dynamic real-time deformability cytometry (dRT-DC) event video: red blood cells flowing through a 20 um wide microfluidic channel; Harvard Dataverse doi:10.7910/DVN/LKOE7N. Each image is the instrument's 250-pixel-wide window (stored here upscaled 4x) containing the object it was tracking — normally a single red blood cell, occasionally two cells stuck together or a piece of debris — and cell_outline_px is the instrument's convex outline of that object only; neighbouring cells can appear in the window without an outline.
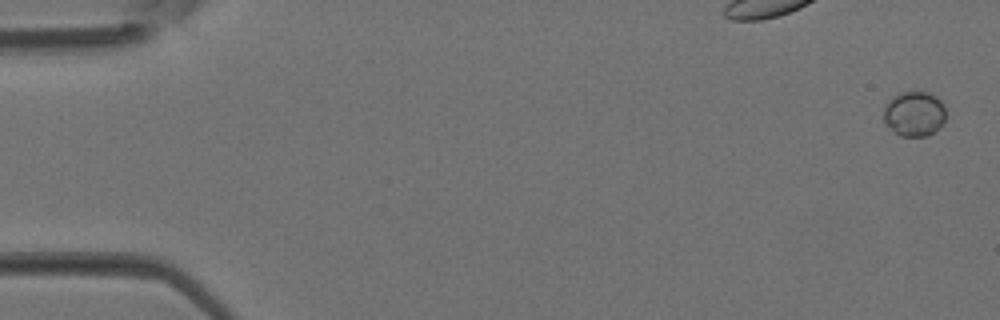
{"species": "Egyptian fruit bat (a non-hibernating species)", "species_latin": "Rousettus aegyptiacus", "temperature_condition": "room temperature", "stored_images_in_passage": 3, "camera_frame_rate_fps": 3000, "um_per_image_px": 0.085, "animal": {"sex": "female"}, "frame": {"image": 1, "passage_image": 1, "time_ms": 0.0, "image_size_px": [1000, 320], "cell_outline_px": [[944, 120], [940, 128], [928, 136], [900, 136], [892, 132], [884, 124], [884, 104], [892, 96], [900, 92], [932, 92], [944, 104]], "centroid_in_image_um": [77.68, 9.68], "position_along_channel_um": 7.3, "area_um2": 16.7}}
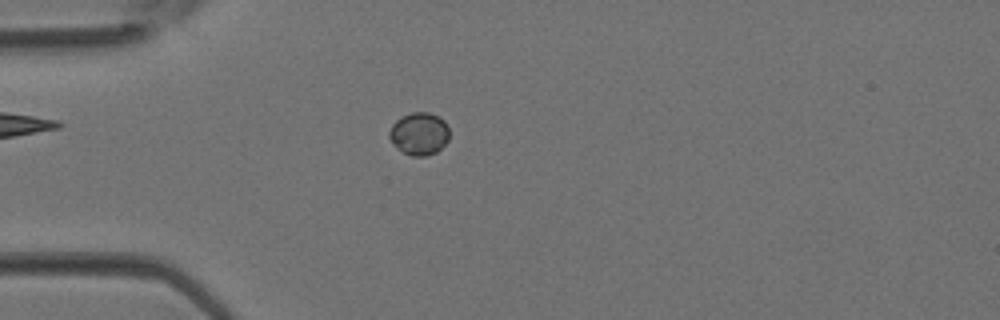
{"frame": {"image": 2, "passage_image": 3, "time_ms": 0.667, "image_size_px": [1000, 320], "cell_outline_px": [[448, 140], [436, 152], [428, 156], [412, 156], [396, 148], [392, 144], [388, 136], [388, 132], [392, 124], [400, 116], [412, 112], [428, 112], [444, 120], [448, 128]], "centroid_in_image_um": [35.59, 11.37], "position_along_channel_um": 49.4, "area_um2": 14.97}}